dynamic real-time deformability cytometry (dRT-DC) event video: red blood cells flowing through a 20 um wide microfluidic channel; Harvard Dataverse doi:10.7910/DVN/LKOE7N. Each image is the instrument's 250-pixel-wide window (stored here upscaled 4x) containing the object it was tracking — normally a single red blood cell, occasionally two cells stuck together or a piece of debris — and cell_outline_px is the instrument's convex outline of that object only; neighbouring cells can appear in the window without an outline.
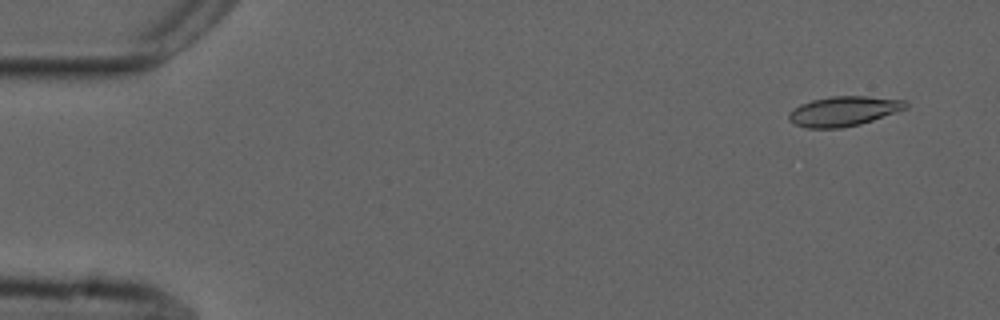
{"species": "common noctule bat (a hibernating species)", "species_latin": "Nyctalus noctula", "temperature_condition": "cold", "stored_images_in_passage": 55, "camera_frame_rate_fps": 3000, "um_per_image_px": 0.085, "animal": {"sex": "male", "forearm_length_mm": 52.5}, "frame": {"image": 1, "passage_image": 4, "time_ms": 1.0, "image_size_px": [1000, 320], "cell_outline_px": [[908, 108], [860, 124], [840, 128], [808, 128], [796, 124], [788, 120], [788, 112], [800, 104], [812, 100], [832, 96], [868, 96], [904, 100], [908, 104]], "centroid_in_image_um": [71.7, 9.44], "position_along_channel_um": 13.3, "area_um2": 20.23}}
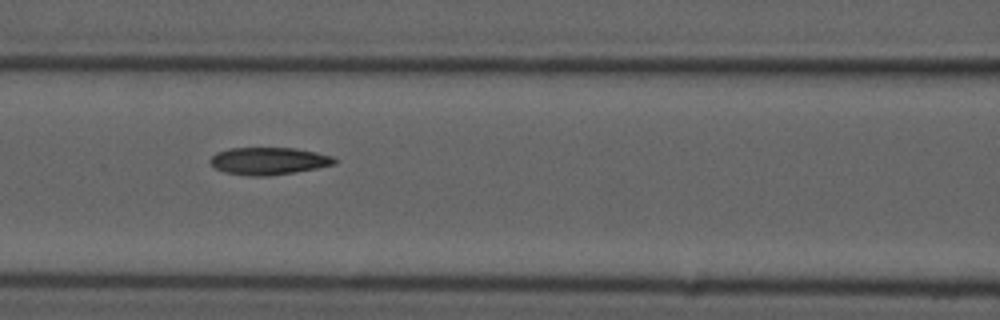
{"frame": {"image": 2, "passage_image": 24, "time_ms": 7.667, "image_size_px": [1000, 320], "cell_outline_px": [[336, 164], [316, 168], [268, 176], [248, 176], [224, 172], [216, 168], [208, 160], [216, 152], [228, 148], [296, 148], [316, 152], [332, 156], [336, 160]], "centroid_in_image_um": [22.81, 13.68], "position_along_channel_um": 143.8, "area_um2": 19.77}}
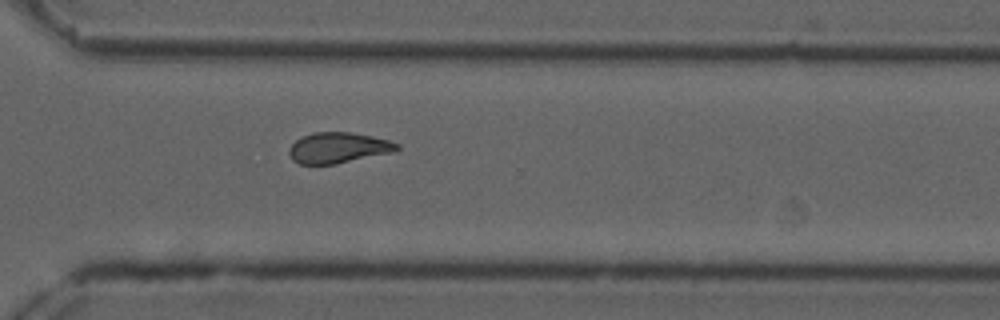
{"frame": {"image": 3, "passage_image": 40, "time_ms": 13.0, "image_size_px": [1000, 320], "cell_outline_px": [[400, 148], [392, 152], [336, 164], [300, 164], [292, 160], [288, 152], [288, 148], [300, 136], [312, 132], [348, 132], [372, 136], [388, 140], [400, 144]], "centroid_in_image_um": [28.71, 12.55], "position_along_channel_um": 341.9, "area_um2": 19.36}, "authors_computed_cell_mechanics": {"area_um2": 19.8254, "velocity_mm_per_s": 3.7237, "shape_relaxation_time_tau1_ms": null, "shape_relaxation_time_tau2_ms": 2.6698, "deformation_change_tau1": null, "deformation_change_tau2": 0.0941}}